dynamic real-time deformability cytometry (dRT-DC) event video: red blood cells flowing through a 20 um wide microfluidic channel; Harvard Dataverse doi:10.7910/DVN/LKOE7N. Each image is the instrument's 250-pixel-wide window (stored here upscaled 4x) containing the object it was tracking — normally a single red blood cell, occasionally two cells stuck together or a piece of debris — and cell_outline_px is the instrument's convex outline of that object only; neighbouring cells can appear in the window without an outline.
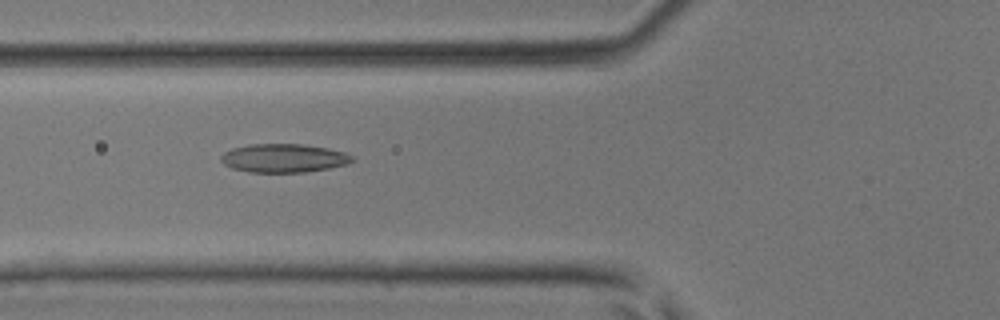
{"species": "common noctule bat (a hibernating species)", "species_latin": "Nyctalus noctula", "temperature_condition": "room temperature", "stored_images_in_passage": 45, "segment_of_instrument_passage": [1, 2], "camera_frame_rate_fps": 3000, "um_per_image_px": 0.085, "animal": {"sex": "male", "body_mass_g": 17.9, "forearm_length_mm": 54.2}, "frame": {"image": 1, "passage_image": 17, "time_ms": 5.333, "image_size_px": [1000, 320], "cell_outline_px": [[356, 160], [348, 164], [328, 168], [304, 172], [248, 172], [232, 168], [224, 164], [220, 160], [220, 156], [224, 152], [232, 148], [248, 144], [304, 144], [328, 148], [344, 152], [352, 156]], "centroid_in_image_um": [24.11, 13.43], "position_along_channel_um": 101.7, "area_um2": 21.96}}
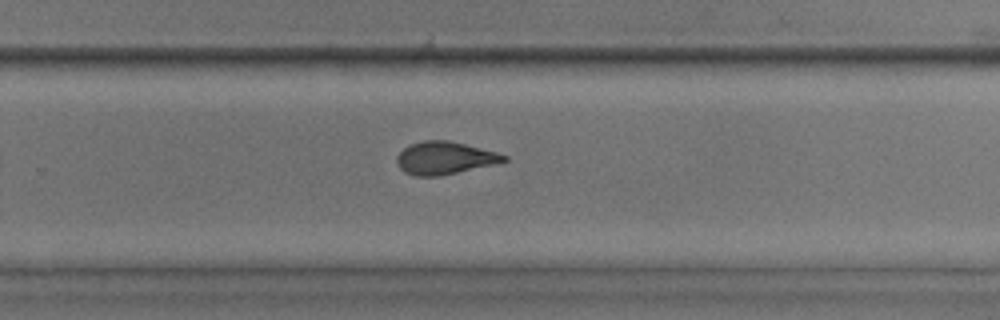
{"frame": {"image": 2, "passage_image": 29, "time_ms": 9.333, "image_size_px": [1000, 320], "cell_outline_px": [[508, 160], [500, 164], [436, 176], [416, 176], [404, 172], [400, 168], [396, 160], [396, 156], [408, 144], [424, 140], [448, 140], [496, 152], [508, 156]], "centroid_in_image_um": [37.81, 13.43], "position_along_channel_um": 292.0, "area_um2": 20.46}}
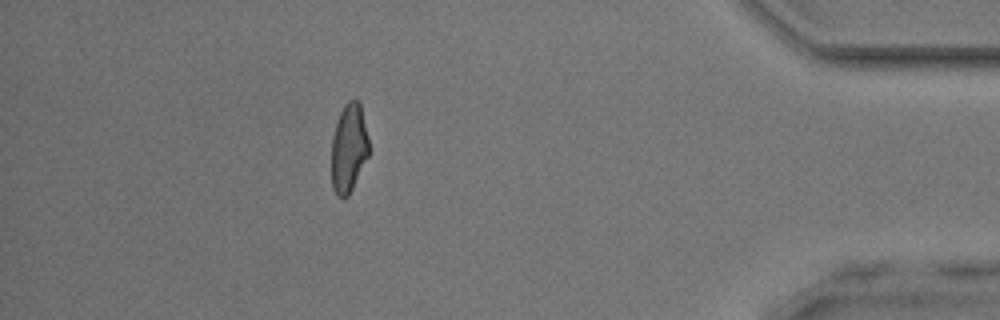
{"frame": {"image": 3, "passage_image": 39, "time_ms": 12.667, "image_size_px": [1000, 320], "cell_outline_px": [[368, 156], [348, 196], [336, 196], [332, 188], [332, 136], [340, 112], [344, 104], [348, 100], [356, 100], [360, 104], [368, 136]], "centroid_in_image_um": [29.63, 12.58], "position_along_channel_um": 405.6, "area_um2": 19.07}}